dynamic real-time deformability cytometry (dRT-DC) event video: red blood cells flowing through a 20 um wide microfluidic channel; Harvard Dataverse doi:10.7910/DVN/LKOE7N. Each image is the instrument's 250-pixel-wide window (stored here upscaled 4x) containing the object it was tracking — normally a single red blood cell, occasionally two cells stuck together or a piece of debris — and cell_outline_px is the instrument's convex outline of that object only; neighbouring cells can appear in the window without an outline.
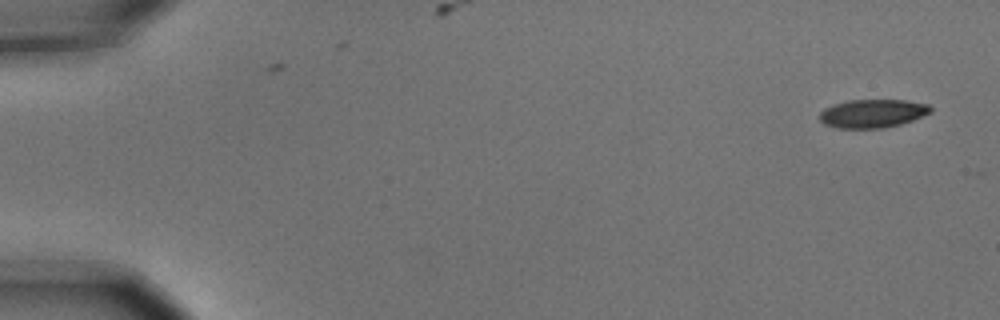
{"species": "common noctule bat (a hibernating species)", "species_latin": "Nyctalus noctula", "temperature_condition": "cold", "stored_images_in_passage": 6, "camera_frame_rate_fps": 3000, "um_per_image_px": 0.085, "animal": {"sex": "male", "body_mass_g": 15.6}, "frame": {"image": 1, "passage_image": 1, "time_ms": 0.0, "image_size_px": [1000, 320], "cell_outline_px": [[932, 112], [912, 120], [900, 124], [880, 128], [836, 128], [824, 124], [820, 120], [820, 112], [824, 108], [848, 100], [904, 100], [928, 104], [932, 108]], "centroid_in_image_um": [74.16, 9.64], "position_along_channel_um": 10.8, "area_um2": 18.26}}
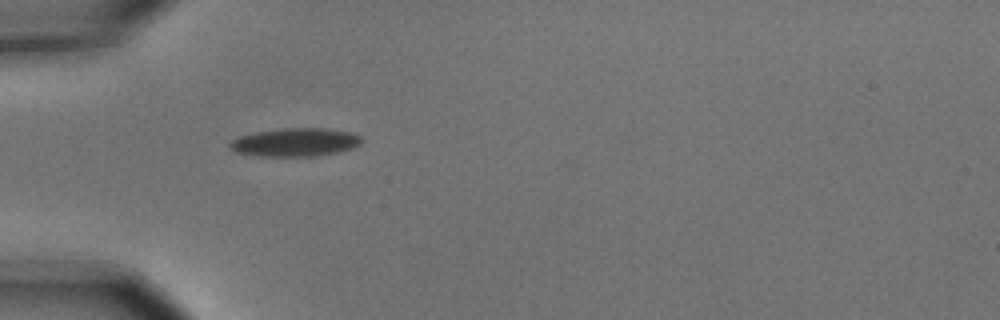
{"frame": {"image": 2, "passage_image": 5, "time_ms": 1.333, "image_size_px": [1000, 320], "cell_outline_px": [[360, 144], [352, 148], [336, 152], [316, 156], [256, 156], [236, 152], [228, 144], [232, 140], [240, 136], [256, 132], [284, 128], [324, 128], [348, 132], [360, 136]], "centroid_in_image_um": [25.06, 12.09], "position_along_channel_um": 59.9, "area_um2": 21.44}}
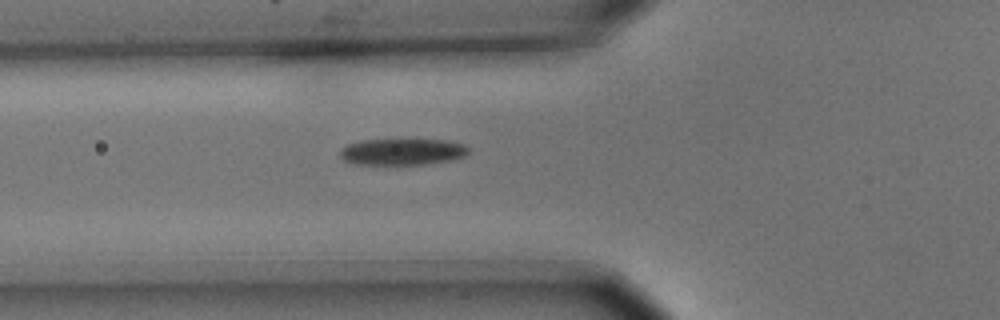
{"frame": {"image": 3, "passage_image": 6, "time_ms": 1.667, "image_size_px": [1000, 320], "cell_outline_px": [[468, 152], [464, 156], [448, 160], [424, 164], [356, 164], [344, 160], [340, 156], [340, 148], [348, 144], [360, 140], [448, 140], [464, 144], [468, 148]], "centroid_in_image_um": [34.17, 12.89], "position_along_channel_um": 91.6, "area_um2": 19.59}}